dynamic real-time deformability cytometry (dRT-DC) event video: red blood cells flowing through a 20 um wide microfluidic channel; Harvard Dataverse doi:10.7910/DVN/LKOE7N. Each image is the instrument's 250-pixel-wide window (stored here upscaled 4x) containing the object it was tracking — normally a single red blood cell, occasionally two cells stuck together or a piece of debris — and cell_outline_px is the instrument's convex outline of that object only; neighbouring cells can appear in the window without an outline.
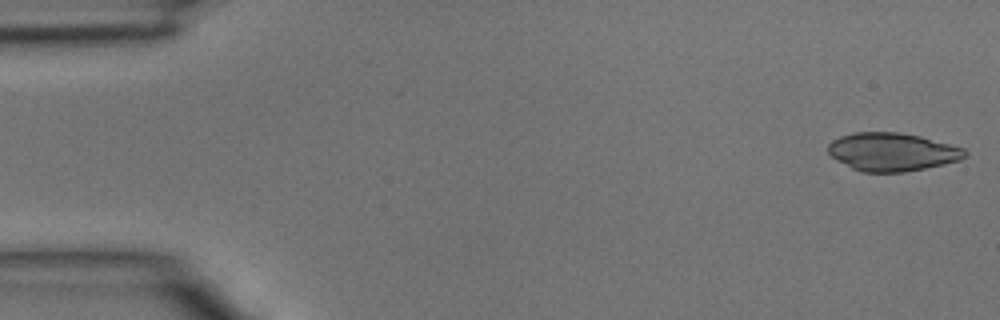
{"species": "common noctule bat (a hibernating species)", "species_latin": "Nyctalus noctula", "temperature_condition": "room temperature", "stored_images_in_passage": 3, "camera_frame_rate_fps": 3000, "um_per_image_px": 0.085, "animal": {"sex": "male", "body_mass_g": 15.6}, "frame": {"image": 1, "passage_image": 1, "time_ms": 0.0, "image_size_px": [1000, 320], "cell_outline_px": [[968, 156], [960, 160], [924, 168], [904, 172], [860, 172], [836, 160], [828, 152], [828, 144], [832, 140], [840, 136], [856, 132], [900, 132], [920, 136], [964, 148], [968, 152]], "centroid_in_image_um": [75.83, 12.91], "position_along_channel_um": 9.2, "area_um2": 30.46}}